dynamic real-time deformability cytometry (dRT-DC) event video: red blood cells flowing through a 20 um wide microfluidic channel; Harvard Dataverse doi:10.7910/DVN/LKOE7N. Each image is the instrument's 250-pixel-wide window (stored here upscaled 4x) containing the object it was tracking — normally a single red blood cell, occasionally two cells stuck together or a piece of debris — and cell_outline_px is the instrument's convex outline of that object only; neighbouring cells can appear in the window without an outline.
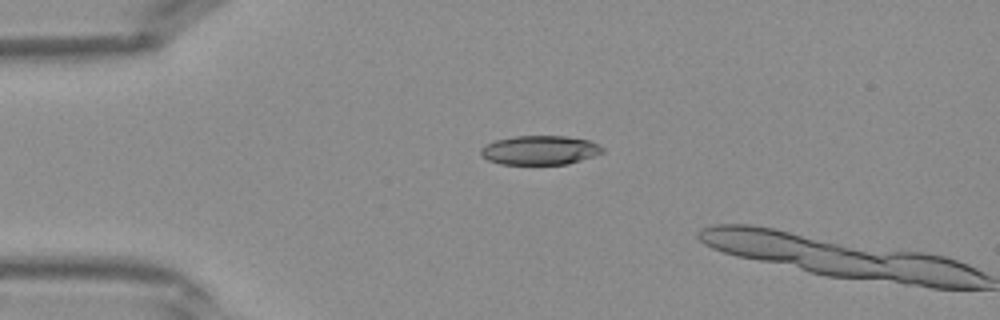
{"species": "Egyptian fruit bat (a non-hibernating species)", "species_latin": "Rousettus aegyptiacus", "temperature_condition": "warm", "stored_images_in_passage": 2, "camera_frame_rate_fps": 3000, "um_per_image_px": 0.085, "frame": {"image": 1, "passage_image": 1, "time_ms": 0.0, "image_size_px": [1000, 320], "cell_outline_px": [[604, 152], [568, 164], [500, 164], [488, 160], [480, 156], [480, 148], [496, 140], [516, 136], [568, 136], [588, 140], [600, 144], [604, 148]], "centroid_in_image_um": [45.89, 12.76], "position_along_channel_um": 39.1, "area_um2": 20.69}}